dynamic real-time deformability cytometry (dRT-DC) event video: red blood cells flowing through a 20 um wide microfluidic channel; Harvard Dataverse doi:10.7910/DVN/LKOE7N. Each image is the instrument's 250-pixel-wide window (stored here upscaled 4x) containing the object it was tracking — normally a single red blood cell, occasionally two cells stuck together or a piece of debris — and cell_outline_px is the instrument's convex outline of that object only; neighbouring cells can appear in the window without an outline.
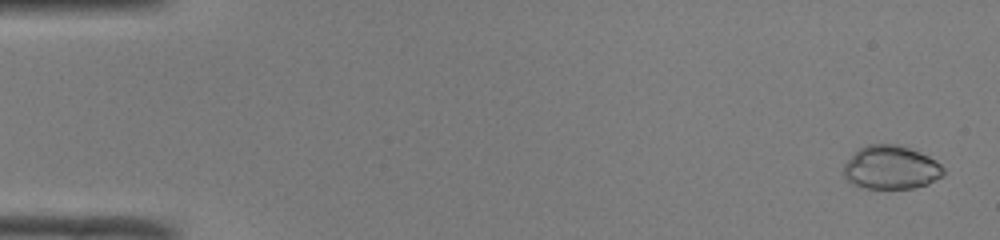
{"species": "common noctule bat (a hibernating species)", "species_latin": "Nyctalus noctula", "temperature_condition": "room temperature", "stored_images_in_passage": 50, "camera_frame_rate_fps": 3000, "um_per_image_px": 0.085, "animal": {"sex": "male", "body_mass_g": 19.0, "forearm_length_mm": 50.8}, "frame": {"image": 1, "passage_image": 2, "time_ms": 0.333, "image_size_px": [1000, 240], "cell_outline_px": [[944, 172], [940, 176], [928, 184], [912, 188], [868, 188], [852, 184], [844, 176], [844, 164], [860, 148], [868, 144], [892, 144], [908, 148], [920, 152], [936, 160], [944, 168]], "centroid_in_image_um": [75.74, 14.24], "position_along_channel_um": 9.3, "area_um2": 24.97}}
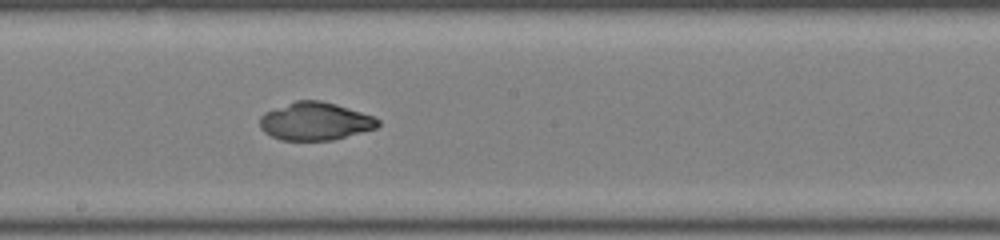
{"frame": {"image": 2, "passage_image": 28, "time_ms": 9.0, "image_size_px": [1000, 240], "cell_outline_px": [[380, 124], [376, 128], [332, 140], [280, 140], [264, 132], [260, 128], [260, 116], [264, 112], [296, 100], [320, 100], [336, 104], [372, 116], [380, 120]], "centroid_in_image_um": [26.76, 10.31], "position_along_channel_um": 221.4, "area_um2": 25.95}}
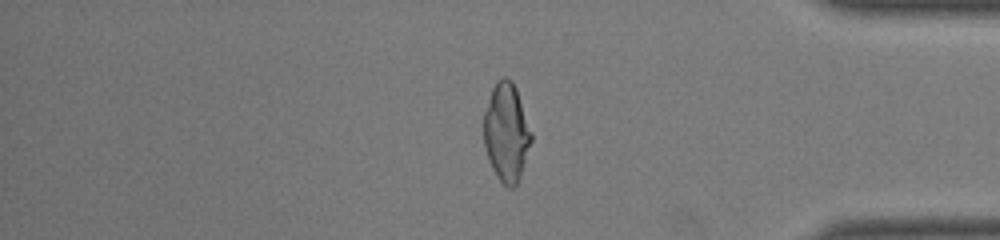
{"frame": {"image": 3, "passage_image": 42, "time_ms": 13.667, "image_size_px": [1000, 240], "cell_outline_px": [[532, 140], [516, 188], [508, 188], [496, 176], [488, 160], [484, 148], [484, 112], [492, 88], [496, 80], [500, 76], [504, 76], [512, 80], [516, 88], [532, 132]], "centroid_in_image_um": [43.04, 11.25], "position_along_channel_um": 392.2, "area_um2": 27.46}, "authors_computed_cell_mechanics": {"area_um2": 26.3857, "velocity_mm_per_s": 4.1227, "shape_relaxation_time_tau1_ms": null, "shape_relaxation_time_tau2_ms": 1.0933, "deformation_change_tau1": null, "deformation_change_tau2": 0.0314}}